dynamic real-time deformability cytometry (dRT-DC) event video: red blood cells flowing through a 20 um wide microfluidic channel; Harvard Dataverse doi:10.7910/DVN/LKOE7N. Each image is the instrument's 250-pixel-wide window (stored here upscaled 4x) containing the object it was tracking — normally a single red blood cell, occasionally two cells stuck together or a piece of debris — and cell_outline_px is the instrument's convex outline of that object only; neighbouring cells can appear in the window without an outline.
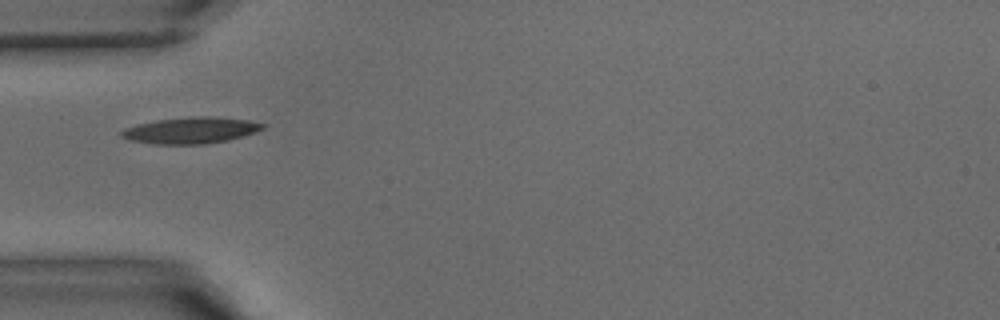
{"species": "common noctule bat (a hibernating species)", "species_latin": "Nyctalus noctula", "temperature_condition": "warm", "stored_images_in_passage": 29, "camera_frame_rate_fps": 3000, "um_per_image_px": 0.085, "animal": {"sex": "male", "body_mass_g": 15.6}, "frame": {"image": 1, "passage_image": 1, "time_ms": 0.0, "image_size_px": [1000, 320], "cell_outline_px": [[268, 124], [264, 128], [256, 132], [244, 136], [228, 140], [204, 144], [156, 144], [128, 140], [120, 136], [120, 132], [124, 128], [136, 124], [156, 120], [192, 116], [208, 116], [248, 120]], "centroid_in_image_um": [16.22, 11.08], "position_along_channel_um": 68.8, "area_um2": 21.85}}
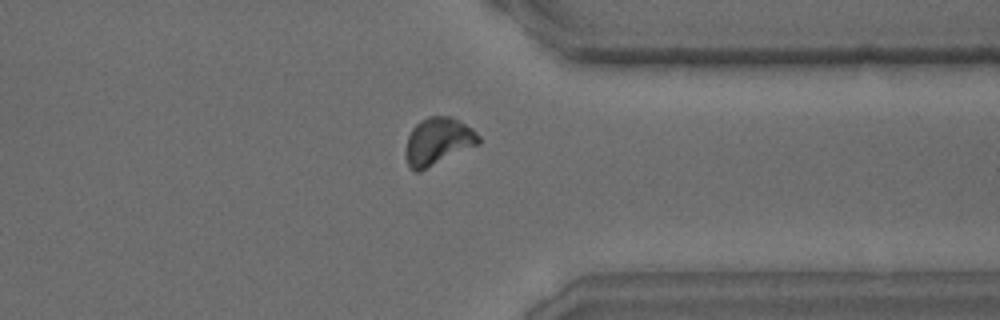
{"frame": {"image": 2, "passage_image": 20, "time_ms": 6.333, "image_size_px": [1000, 320], "cell_outline_px": [[480, 144], [420, 172], [412, 172], [408, 164], [404, 152], [408, 136], [412, 128], [420, 120], [428, 116], [452, 116], [460, 120], [472, 128], [480, 136]], "centroid_in_image_um": [37.23, 12.02], "position_along_channel_um": 374.2, "area_um2": 20.58}}
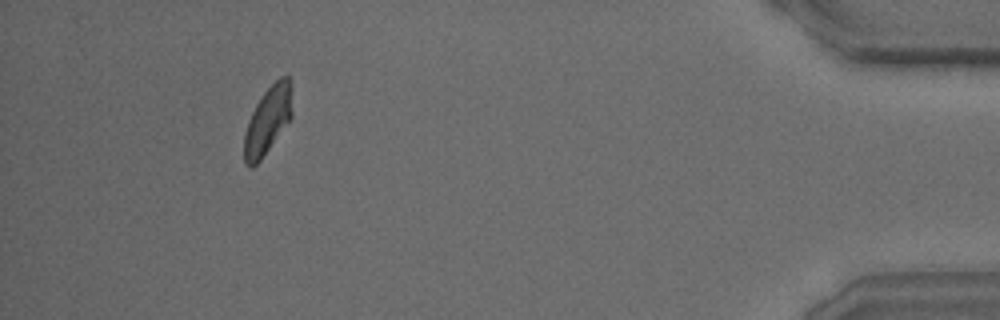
{"frame": {"image": 3, "passage_image": 26, "time_ms": 8.333, "image_size_px": [1000, 320], "cell_outline_px": [[292, 116], [260, 160], [252, 168], [248, 168], [244, 164], [244, 132], [248, 120], [260, 96], [280, 76], [288, 76], [292, 112]], "centroid_in_image_um": [22.71, 10.26], "position_along_channel_um": 412.5, "area_um2": 18.5}}